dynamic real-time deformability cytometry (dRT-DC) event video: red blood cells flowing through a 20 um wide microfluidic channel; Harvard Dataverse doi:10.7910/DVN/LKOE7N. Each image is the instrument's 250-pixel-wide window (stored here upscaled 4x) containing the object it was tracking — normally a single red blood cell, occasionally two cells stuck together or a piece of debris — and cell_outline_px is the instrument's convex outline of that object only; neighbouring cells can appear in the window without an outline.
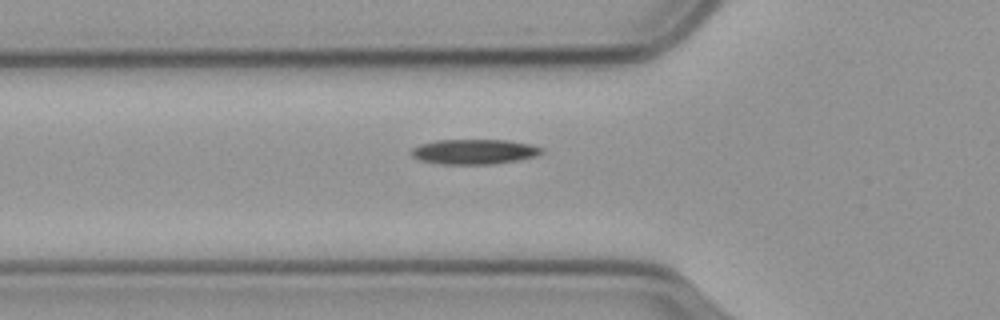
{"species": "common noctule bat (a hibernating species)", "species_latin": "Nyctalus noctula", "temperature_condition": "cold", "stored_images_in_passage": 44, "camera_frame_rate_fps": 3000, "um_per_image_px": 0.085, "animal": {"sex": "male", "body_mass_g": 23.1, "forearm_length_mm": 52.7}, "frame": {"image": 1, "passage_image": 6, "time_ms": 1.667, "image_size_px": [1000, 320], "cell_outline_px": [[544, 152], [536, 156], [516, 160], [492, 164], [444, 164], [420, 160], [412, 156], [412, 148], [420, 144], [440, 140], [508, 140], [532, 144], [544, 148]], "centroid_in_image_um": [40.36, 12.89], "position_along_channel_um": 85.4, "area_um2": 18.9}}
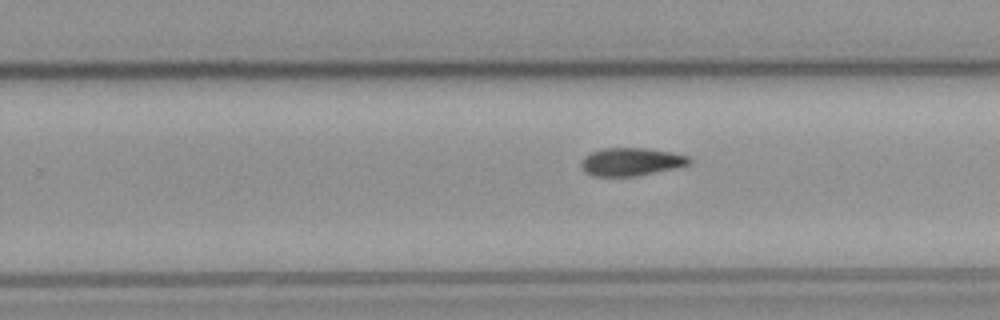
{"frame": {"image": 2, "passage_image": 22, "time_ms": 7.0, "image_size_px": [1000, 320], "cell_outline_px": [[692, 164], [676, 168], [636, 176], [592, 176], [584, 172], [580, 164], [580, 160], [584, 156], [592, 152], [604, 148], [648, 148], [672, 152], [688, 156], [692, 160]], "centroid_in_image_um": [53.65, 13.75], "position_along_channel_um": 276.1, "area_um2": 17.86}}
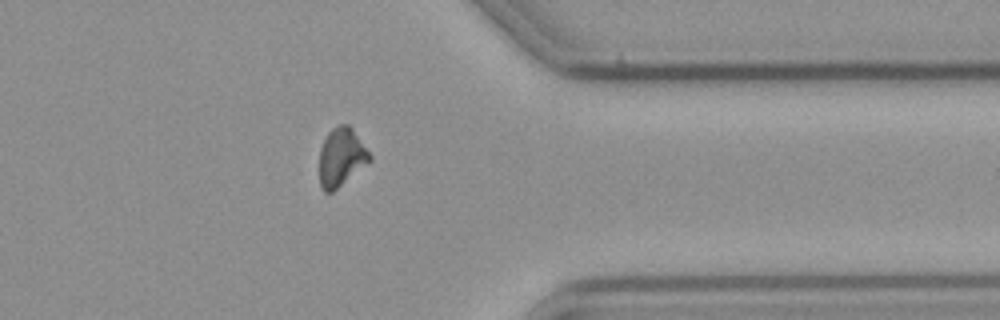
{"frame": {"image": 3, "passage_image": 32, "time_ms": 10.333, "image_size_px": [1000, 320], "cell_outline_px": [[372, 160], [332, 192], [324, 192], [320, 188], [320, 148], [328, 132], [332, 128], [340, 124], [348, 124], [352, 128], [372, 156]], "centroid_in_image_um": [29.01, 13.35], "position_along_channel_um": 382.4, "area_um2": 16.99}}